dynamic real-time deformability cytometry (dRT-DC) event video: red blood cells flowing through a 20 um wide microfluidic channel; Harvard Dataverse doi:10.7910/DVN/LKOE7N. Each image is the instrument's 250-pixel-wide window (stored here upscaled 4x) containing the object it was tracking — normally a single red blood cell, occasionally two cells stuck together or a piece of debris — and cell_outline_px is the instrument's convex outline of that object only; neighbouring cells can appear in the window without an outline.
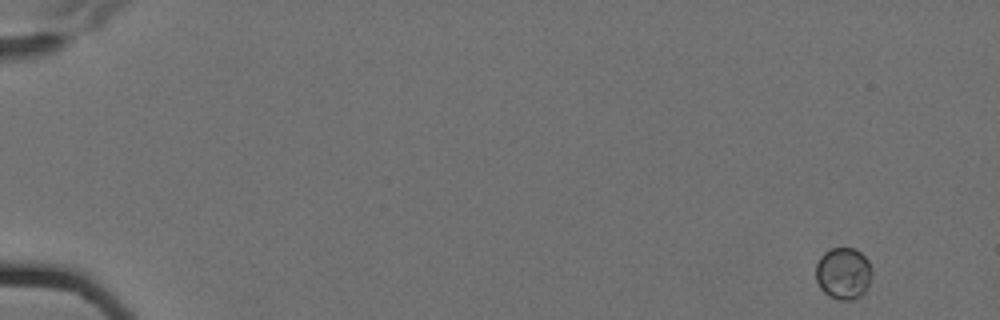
{"species": "Egyptian fruit bat (a non-hibernating species)", "species_latin": "Rousettus aegyptiacus", "temperature_condition": "cold", "stored_images_in_passage": 11, "camera_frame_rate_fps": 3000, "um_per_image_px": 0.085, "animal": {"sex": "female"}, "frame": {"image": 1, "passage_image": 1, "time_ms": 0.0, "image_size_px": [1000, 320], "cell_outline_px": [[872, 276], [868, 288], [860, 296], [848, 300], [840, 300], [828, 296], [820, 288], [816, 280], [816, 264], [820, 256], [824, 252], [832, 248], [856, 248], [868, 260], [872, 272]], "centroid_in_image_um": [71.69, 23.23], "position_along_channel_um": 13.3, "area_um2": 17.11}}
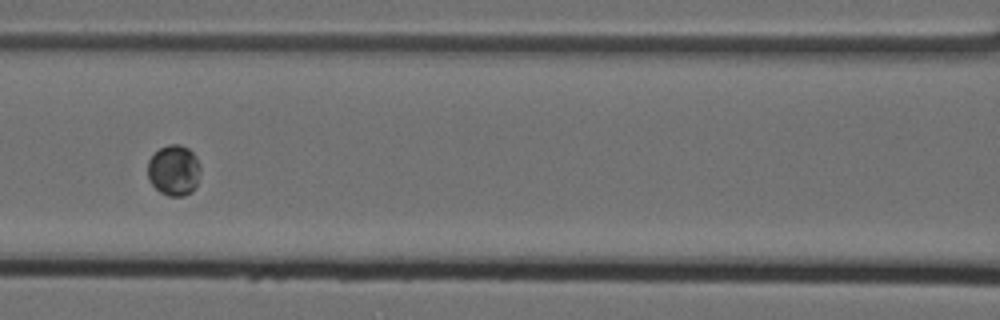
{"frame": {"image": 2, "passage_image": 7, "time_ms": 2.0, "image_size_px": [1000, 320], "cell_outline_px": [[200, 172], [196, 188], [192, 192], [184, 196], [168, 196], [160, 192], [148, 180], [148, 160], [160, 148], [168, 144], [180, 144], [188, 148], [196, 156], [200, 168]], "centroid_in_image_um": [14.79, 14.49], "position_along_channel_um": 151.8, "area_um2": 15.72}}
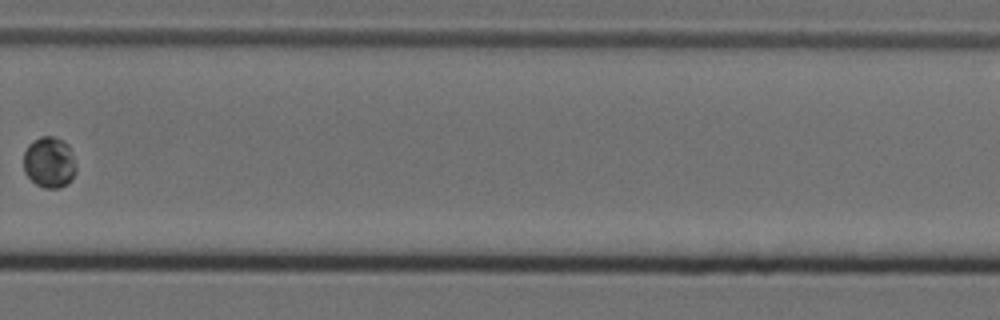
{"frame": {"image": 3, "passage_image": 11, "time_ms": 3.333, "image_size_px": [1000, 320], "cell_outline_px": [[76, 172], [72, 180], [68, 184], [60, 188], [44, 188], [36, 184], [24, 172], [24, 152], [28, 144], [32, 140], [40, 136], [52, 136], [68, 144], [76, 164]], "centroid_in_image_um": [4.2, 13.81], "position_along_channel_um": 325.6, "area_um2": 15.78}}